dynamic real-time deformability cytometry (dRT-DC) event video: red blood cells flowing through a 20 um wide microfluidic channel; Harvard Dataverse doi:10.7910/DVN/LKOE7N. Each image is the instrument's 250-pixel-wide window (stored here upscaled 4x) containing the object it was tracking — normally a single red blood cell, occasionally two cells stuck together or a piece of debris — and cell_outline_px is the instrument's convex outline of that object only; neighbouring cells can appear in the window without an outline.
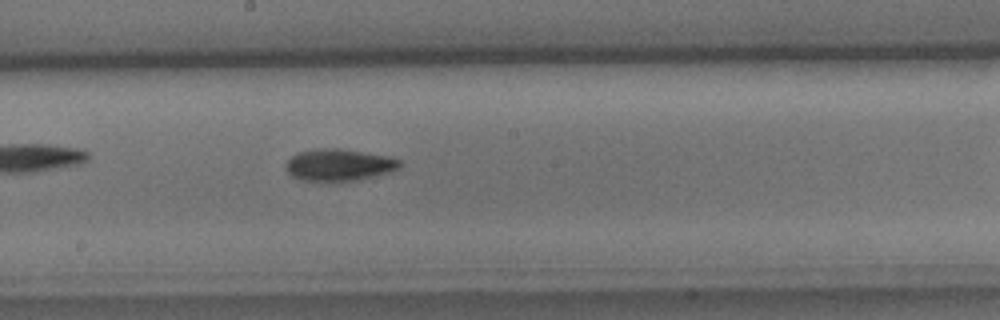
{"species": "common noctule bat (a hibernating species)", "species_latin": "Nyctalus noctula", "temperature_condition": "cold", "stored_images_in_passage": 31, "camera_frame_rate_fps": 3000, "um_per_image_px": 0.085, "animal": {"sex": "male", "body_mass_g": 15.6}, "frame": {"image": 1, "passage_image": 18, "time_ms": 5.667, "image_size_px": [1000, 320], "cell_outline_px": [[400, 168], [388, 172], [360, 180], [300, 180], [292, 176], [288, 172], [288, 160], [292, 156], [300, 152], [320, 148], [340, 148], [388, 156], [400, 160]], "centroid_in_image_um": [28.85, 14.0], "position_along_channel_um": 219.4, "area_um2": 20.75}}